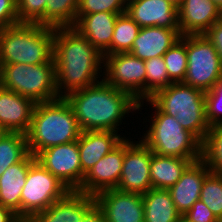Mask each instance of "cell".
<instances>
[{"label": "cell", "instance_id": "16", "mask_svg": "<svg viewBox=\"0 0 222 222\" xmlns=\"http://www.w3.org/2000/svg\"><path fill=\"white\" fill-rule=\"evenodd\" d=\"M95 203L93 195L70 190L46 210L34 214L27 222H80Z\"/></svg>", "mask_w": 222, "mask_h": 222}, {"label": "cell", "instance_id": "8", "mask_svg": "<svg viewBox=\"0 0 222 222\" xmlns=\"http://www.w3.org/2000/svg\"><path fill=\"white\" fill-rule=\"evenodd\" d=\"M70 190L37 160L29 167L21 191L20 219L28 221L34 214L46 210Z\"/></svg>", "mask_w": 222, "mask_h": 222}, {"label": "cell", "instance_id": "2", "mask_svg": "<svg viewBox=\"0 0 222 222\" xmlns=\"http://www.w3.org/2000/svg\"><path fill=\"white\" fill-rule=\"evenodd\" d=\"M64 98L71 106L82 131L119 132L118 126L122 124L125 115L137 111L139 105L130 93L108 85L103 80L73 91Z\"/></svg>", "mask_w": 222, "mask_h": 222}, {"label": "cell", "instance_id": "40", "mask_svg": "<svg viewBox=\"0 0 222 222\" xmlns=\"http://www.w3.org/2000/svg\"><path fill=\"white\" fill-rule=\"evenodd\" d=\"M20 220L11 209L0 205V222H19Z\"/></svg>", "mask_w": 222, "mask_h": 222}, {"label": "cell", "instance_id": "43", "mask_svg": "<svg viewBox=\"0 0 222 222\" xmlns=\"http://www.w3.org/2000/svg\"><path fill=\"white\" fill-rule=\"evenodd\" d=\"M222 11V0H212Z\"/></svg>", "mask_w": 222, "mask_h": 222}, {"label": "cell", "instance_id": "17", "mask_svg": "<svg viewBox=\"0 0 222 222\" xmlns=\"http://www.w3.org/2000/svg\"><path fill=\"white\" fill-rule=\"evenodd\" d=\"M221 17V9L212 0H184L178 7L182 36L204 34Z\"/></svg>", "mask_w": 222, "mask_h": 222}, {"label": "cell", "instance_id": "1", "mask_svg": "<svg viewBox=\"0 0 222 222\" xmlns=\"http://www.w3.org/2000/svg\"><path fill=\"white\" fill-rule=\"evenodd\" d=\"M53 59L59 97L102 81L103 55L73 27L55 28Z\"/></svg>", "mask_w": 222, "mask_h": 222}, {"label": "cell", "instance_id": "37", "mask_svg": "<svg viewBox=\"0 0 222 222\" xmlns=\"http://www.w3.org/2000/svg\"><path fill=\"white\" fill-rule=\"evenodd\" d=\"M19 24L17 0H0V29Z\"/></svg>", "mask_w": 222, "mask_h": 222}, {"label": "cell", "instance_id": "24", "mask_svg": "<svg viewBox=\"0 0 222 222\" xmlns=\"http://www.w3.org/2000/svg\"><path fill=\"white\" fill-rule=\"evenodd\" d=\"M197 160L200 159L163 156L152 152L149 170L152 188L168 190L181 178L186 168Z\"/></svg>", "mask_w": 222, "mask_h": 222}, {"label": "cell", "instance_id": "15", "mask_svg": "<svg viewBox=\"0 0 222 222\" xmlns=\"http://www.w3.org/2000/svg\"><path fill=\"white\" fill-rule=\"evenodd\" d=\"M126 13L141 28L180 29L178 8L166 0H127Z\"/></svg>", "mask_w": 222, "mask_h": 222}, {"label": "cell", "instance_id": "44", "mask_svg": "<svg viewBox=\"0 0 222 222\" xmlns=\"http://www.w3.org/2000/svg\"><path fill=\"white\" fill-rule=\"evenodd\" d=\"M177 222H188L184 217H181Z\"/></svg>", "mask_w": 222, "mask_h": 222}, {"label": "cell", "instance_id": "33", "mask_svg": "<svg viewBox=\"0 0 222 222\" xmlns=\"http://www.w3.org/2000/svg\"><path fill=\"white\" fill-rule=\"evenodd\" d=\"M47 0H17L19 23H37L45 26Z\"/></svg>", "mask_w": 222, "mask_h": 222}, {"label": "cell", "instance_id": "22", "mask_svg": "<svg viewBox=\"0 0 222 222\" xmlns=\"http://www.w3.org/2000/svg\"><path fill=\"white\" fill-rule=\"evenodd\" d=\"M125 138L113 131H82L77 140L82 172L85 174L89 171Z\"/></svg>", "mask_w": 222, "mask_h": 222}, {"label": "cell", "instance_id": "4", "mask_svg": "<svg viewBox=\"0 0 222 222\" xmlns=\"http://www.w3.org/2000/svg\"><path fill=\"white\" fill-rule=\"evenodd\" d=\"M54 27L19 23L0 29V64L52 63Z\"/></svg>", "mask_w": 222, "mask_h": 222}, {"label": "cell", "instance_id": "34", "mask_svg": "<svg viewBox=\"0 0 222 222\" xmlns=\"http://www.w3.org/2000/svg\"><path fill=\"white\" fill-rule=\"evenodd\" d=\"M127 0H79L77 14H93L111 12L123 14L126 12Z\"/></svg>", "mask_w": 222, "mask_h": 222}, {"label": "cell", "instance_id": "39", "mask_svg": "<svg viewBox=\"0 0 222 222\" xmlns=\"http://www.w3.org/2000/svg\"><path fill=\"white\" fill-rule=\"evenodd\" d=\"M80 222H106L104 213L95 203L84 215Z\"/></svg>", "mask_w": 222, "mask_h": 222}, {"label": "cell", "instance_id": "19", "mask_svg": "<svg viewBox=\"0 0 222 222\" xmlns=\"http://www.w3.org/2000/svg\"><path fill=\"white\" fill-rule=\"evenodd\" d=\"M210 172L202 159L194 161L186 168L181 178L168 189L176 210L181 215H184L196 201L200 200L203 181Z\"/></svg>", "mask_w": 222, "mask_h": 222}, {"label": "cell", "instance_id": "25", "mask_svg": "<svg viewBox=\"0 0 222 222\" xmlns=\"http://www.w3.org/2000/svg\"><path fill=\"white\" fill-rule=\"evenodd\" d=\"M142 200L144 222H177L182 217L168 190L152 188L142 195Z\"/></svg>", "mask_w": 222, "mask_h": 222}, {"label": "cell", "instance_id": "30", "mask_svg": "<svg viewBox=\"0 0 222 222\" xmlns=\"http://www.w3.org/2000/svg\"><path fill=\"white\" fill-rule=\"evenodd\" d=\"M167 74L173 83L183 82L187 71V50L186 36H181L180 40L175 43L163 55Z\"/></svg>", "mask_w": 222, "mask_h": 222}, {"label": "cell", "instance_id": "36", "mask_svg": "<svg viewBox=\"0 0 222 222\" xmlns=\"http://www.w3.org/2000/svg\"><path fill=\"white\" fill-rule=\"evenodd\" d=\"M182 217L188 222H221L201 200L196 201Z\"/></svg>", "mask_w": 222, "mask_h": 222}, {"label": "cell", "instance_id": "13", "mask_svg": "<svg viewBox=\"0 0 222 222\" xmlns=\"http://www.w3.org/2000/svg\"><path fill=\"white\" fill-rule=\"evenodd\" d=\"M123 159L124 140L85 173L82 184L76 191L95 196L101 191L116 189Z\"/></svg>", "mask_w": 222, "mask_h": 222}, {"label": "cell", "instance_id": "18", "mask_svg": "<svg viewBox=\"0 0 222 222\" xmlns=\"http://www.w3.org/2000/svg\"><path fill=\"white\" fill-rule=\"evenodd\" d=\"M36 103L0 86V125L8 132L26 134Z\"/></svg>", "mask_w": 222, "mask_h": 222}, {"label": "cell", "instance_id": "27", "mask_svg": "<svg viewBox=\"0 0 222 222\" xmlns=\"http://www.w3.org/2000/svg\"><path fill=\"white\" fill-rule=\"evenodd\" d=\"M140 29L141 27L126 12L118 15L111 40L110 55L130 52Z\"/></svg>", "mask_w": 222, "mask_h": 222}, {"label": "cell", "instance_id": "6", "mask_svg": "<svg viewBox=\"0 0 222 222\" xmlns=\"http://www.w3.org/2000/svg\"><path fill=\"white\" fill-rule=\"evenodd\" d=\"M163 113L204 141L210 125L206 119L205 92L182 82L172 83L149 98Z\"/></svg>", "mask_w": 222, "mask_h": 222}, {"label": "cell", "instance_id": "31", "mask_svg": "<svg viewBox=\"0 0 222 222\" xmlns=\"http://www.w3.org/2000/svg\"><path fill=\"white\" fill-rule=\"evenodd\" d=\"M144 62L146 69V99H149L157 91L166 88L173 82L167 74L163 56L151 58Z\"/></svg>", "mask_w": 222, "mask_h": 222}, {"label": "cell", "instance_id": "20", "mask_svg": "<svg viewBox=\"0 0 222 222\" xmlns=\"http://www.w3.org/2000/svg\"><path fill=\"white\" fill-rule=\"evenodd\" d=\"M118 15L111 12L77 14L73 28L87 38L103 56L110 55V45Z\"/></svg>", "mask_w": 222, "mask_h": 222}, {"label": "cell", "instance_id": "21", "mask_svg": "<svg viewBox=\"0 0 222 222\" xmlns=\"http://www.w3.org/2000/svg\"><path fill=\"white\" fill-rule=\"evenodd\" d=\"M180 29L152 26L140 29L131 53L141 60L163 56L181 38Z\"/></svg>", "mask_w": 222, "mask_h": 222}, {"label": "cell", "instance_id": "32", "mask_svg": "<svg viewBox=\"0 0 222 222\" xmlns=\"http://www.w3.org/2000/svg\"><path fill=\"white\" fill-rule=\"evenodd\" d=\"M200 200L222 222V175L210 172L204 179Z\"/></svg>", "mask_w": 222, "mask_h": 222}, {"label": "cell", "instance_id": "3", "mask_svg": "<svg viewBox=\"0 0 222 222\" xmlns=\"http://www.w3.org/2000/svg\"><path fill=\"white\" fill-rule=\"evenodd\" d=\"M81 133L78 120L64 97L36 103L26 133L29 153L36 156L49 147L77 141Z\"/></svg>", "mask_w": 222, "mask_h": 222}, {"label": "cell", "instance_id": "5", "mask_svg": "<svg viewBox=\"0 0 222 222\" xmlns=\"http://www.w3.org/2000/svg\"><path fill=\"white\" fill-rule=\"evenodd\" d=\"M150 104L155 109L149 116L151 124L141 138V141L158 155L187 159L202 158V142L190 131L184 129L174 118L163 113L150 99L139 102L138 111L144 105Z\"/></svg>", "mask_w": 222, "mask_h": 222}, {"label": "cell", "instance_id": "26", "mask_svg": "<svg viewBox=\"0 0 222 222\" xmlns=\"http://www.w3.org/2000/svg\"><path fill=\"white\" fill-rule=\"evenodd\" d=\"M28 154L26 134L8 132L0 141V176L9 166L21 162Z\"/></svg>", "mask_w": 222, "mask_h": 222}, {"label": "cell", "instance_id": "9", "mask_svg": "<svg viewBox=\"0 0 222 222\" xmlns=\"http://www.w3.org/2000/svg\"><path fill=\"white\" fill-rule=\"evenodd\" d=\"M187 71L182 83L211 90L222 78V62L213 44L201 35H186Z\"/></svg>", "mask_w": 222, "mask_h": 222}, {"label": "cell", "instance_id": "7", "mask_svg": "<svg viewBox=\"0 0 222 222\" xmlns=\"http://www.w3.org/2000/svg\"><path fill=\"white\" fill-rule=\"evenodd\" d=\"M0 86L35 103L60 98L56 90L54 61L38 65L0 64Z\"/></svg>", "mask_w": 222, "mask_h": 222}, {"label": "cell", "instance_id": "38", "mask_svg": "<svg viewBox=\"0 0 222 222\" xmlns=\"http://www.w3.org/2000/svg\"><path fill=\"white\" fill-rule=\"evenodd\" d=\"M204 35L213 44L222 62V17Z\"/></svg>", "mask_w": 222, "mask_h": 222}, {"label": "cell", "instance_id": "41", "mask_svg": "<svg viewBox=\"0 0 222 222\" xmlns=\"http://www.w3.org/2000/svg\"><path fill=\"white\" fill-rule=\"evenodd\" d=\"M166 1L173 4L176 8H178L184 2V0H166Z\"/></svg>", "mask_w": 222, "mask_h": 222}, {"label": "cell", "instance_id": "11", "mask_svg": "<svg viewBox=\"0 0 222 222\" xmlns=\"http://www.w3.org/2000/svg\"><path fill=\"white\" fill-rule=\"evenodd\" d=\"M131 140L124 139L122 172L116 189L143 195L152 189L149 171L152 151L141 140Z\"/></svg>", "mask_w": 222, "mask_h": 222}, {"label": "cell", "instance_id": "35", "mask_svg": "<svg viewBox=\"0 0 222 222\" xmlns=\"http://www.w3.org/2000/svg\"><path fill=\"white\" fill-rule=\"evenodd\" d=\"M206 119L211 126L222 124V78L205 92Z\"/></svg>", "mask_w": 222, "mask_h": 222}, {"label": "cell", "instance_id": "12", "mask_svg": "<svg viewBox=\"0 0 222 222\" xmlns=\"http://www.w3.org/2000/svg\"><path fill=\"white\" fill-rule=\"evenodd\" d=\"M36 160L69 190H77L84 179L82 172L78 142L49 147L40 151Z\"/></svg>", "mask_w": 222, "mask_h": 222}, {"label": "cell", "instance_id": "28", "mask_svg": "<svg viewBox=\"0 0 222 222\" xmlns=\"http://www.w3.org/2000/svg\"><path fill=\"white\" fill-rule=\"evenodd\" d=\"M79 0H47L45 26L73 27L76 23Z\"/></svg>", "mask_w": 222, "mask_h": 222}, {"label": "cell", "instance_id": "42", "mask_svg": "<svg viewBox=\"0 0 222 222\" xmlns=\"http://www.w3.org/2000/svg\"><path fill=\"white\" fill-rule=\"evenodd\" d=\"M8 131L0 125V141L6 136Z\"/></svg>", "mask_w": 222, "mask_h": 222}, {"label": "cell", "instance_id": "29", "mask_svg": "<svg viewBox=\"0 0 222 222\" xmlns=\"http://www.w3.org/2000/svg\"><path fill=\"white\" fill-rule=\"evenodd\" d=\"M210 171L222 175V124L211 126L202 142V158Z\"/></svg>", "mask_w": 222, "mask_h": 222}, {"label": "cell", "instance_id": "23", "mask_svg": "<svg viewBox=\"0 0 222 222\" xmlns=\"http://www.w3.org/2000/svg\"><path fill=\"white\" fill-rule=\"evenodd\" d=\"M36 157L29 153L21 162L9 166L0 176V205L11 209L20 218L21 191L29 167Z\"/></svg>", "mask_w": 222, "mask_h": 222}, {"label": "cell", "instance_id": "14", "mask_svg": "<svg viewBox=\"0 0 222 222\" xmlns=\"http://www.w3.org/2000/svg\"><path fill=\"white\" fill-rule=\"evenodd\" d=\"M94 197L106 222H144L142 194L107 189Z\"/></svg>", "mask_w": 222, "mask_h": 222}, {"label": "cell", "instance_id": "10", "mask_svg": "<svg viewBox=\"0 0 222 222\" xmlns=\"http://www.w3.org/2000/svg\"><path fill=\"white\" fill-rule=\"evenodd\" d=\"M102 80L130 93L138 102L146 100V69L144 60L131 53L103 56Z\"/></svg>", "mask_w": 222, "mask_h": 222}]
</instances>
